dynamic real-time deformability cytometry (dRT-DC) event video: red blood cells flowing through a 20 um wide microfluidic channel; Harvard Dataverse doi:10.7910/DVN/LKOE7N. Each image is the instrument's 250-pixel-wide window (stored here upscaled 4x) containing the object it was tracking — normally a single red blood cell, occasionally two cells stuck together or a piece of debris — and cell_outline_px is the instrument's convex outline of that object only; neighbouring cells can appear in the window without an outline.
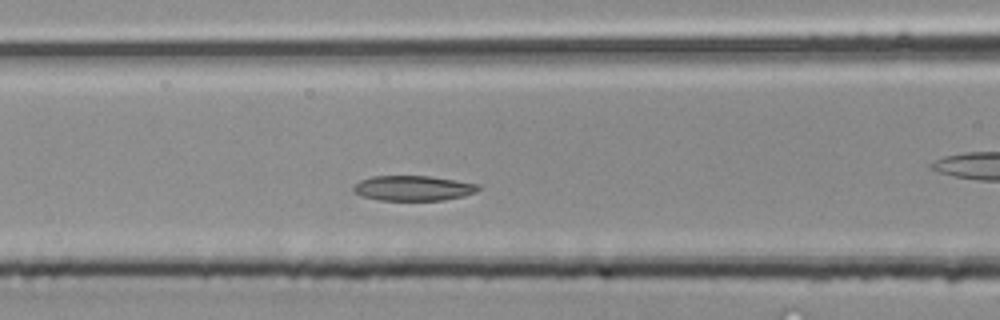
{"species": "common noctule bat (a hibernating species)", "species_latin": "Nyctalus noctula", "temperature_condition": "room temperature", "stored_images_in_passage": 38, "camera_frame_rate_fps": 3000, "um_per_image_px": 0.085, "animal": {"sex": "male", "body_mass_g": 20.4}, "frame": {"image": 1, "passage_image": 12, "time_ms": 3.667, "image_size_px": [1000, 320], "cell_outline_px": [[480, 188], [476, 192], [464, 196], [444, 200], [380, 200], [360, 196], [352, 192], [352, 188], [360, 180], [372, 176], [432, 176], [480, 184]], "centroid_in_image_um": [35.12, 15.99], "position_along_channel_um": 131.5, "area_um2": 18.44}}
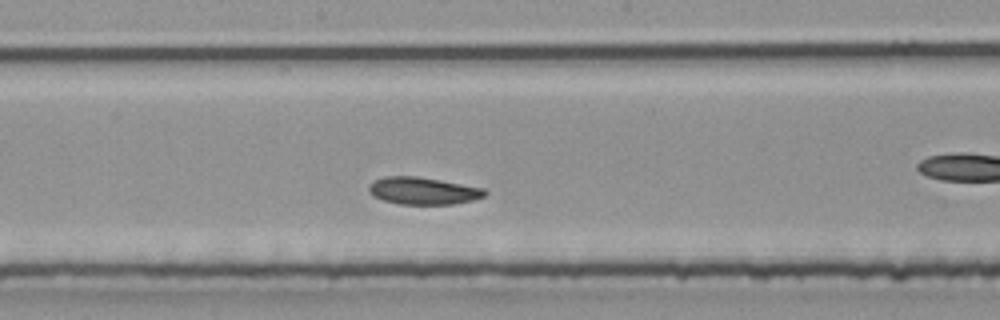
{"frame": {"image": 2, "passage_image": 17, "time_ms": 5.333, "image_size_px": [1000, 320], "cell_outline_px": [[488, 192], [484, 196], [472, 200], [452, 204], [400, 204], [384, 200], [372, 196], [368, 192], [368, 188], [376, 180], [384, 176], [416, 176], [440, 180], [484, 188]], "centroid_in_image_um": [35.96, 16.22], "position_along_channel_um": 212.2, "area_um2": 18.26}}